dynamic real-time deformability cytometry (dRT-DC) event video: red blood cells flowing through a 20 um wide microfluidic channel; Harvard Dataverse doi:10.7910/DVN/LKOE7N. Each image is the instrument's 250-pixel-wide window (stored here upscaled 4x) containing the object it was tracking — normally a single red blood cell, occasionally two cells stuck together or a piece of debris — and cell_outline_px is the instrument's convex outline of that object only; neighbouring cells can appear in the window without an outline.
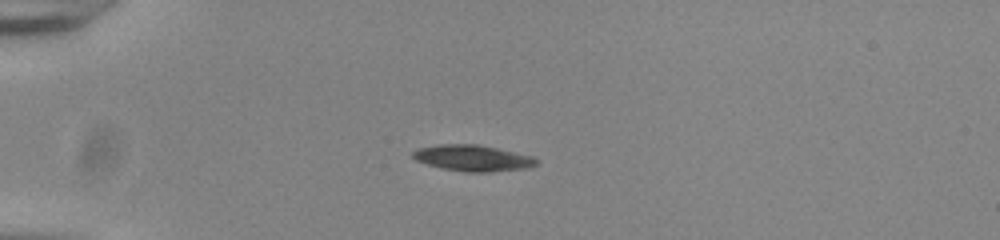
{"species": "common noctule bat (a hibernating species)", "species_latin": "Nyctalus noctula", "temperature_condition": "room temperature", "stored_images_in_passage": 40, "camera_frame_rate_fps": 3000, "um_per_image_px": 0.085, "animal": {"sex": "male", "body_mass_g": 20.0, "forearm_length_mm": 53.3}, "frame": {"image": 1, "passage_image": 1, "time_ms": 0.0, "image_size_px": [1000, 240], "cell_outline_px": [[536, 164], [532, 168], [488, 172], [464, 172], [440, 168], [416, 160], [412, 156], [412, 152], [416, 148], [440, 144], [480, 144], [532, 156], [536, 160]], "centroid_in_image_um": [40.17, 13.43], "position_along_channel_um": 44.8, "area_um2": 18.96}}
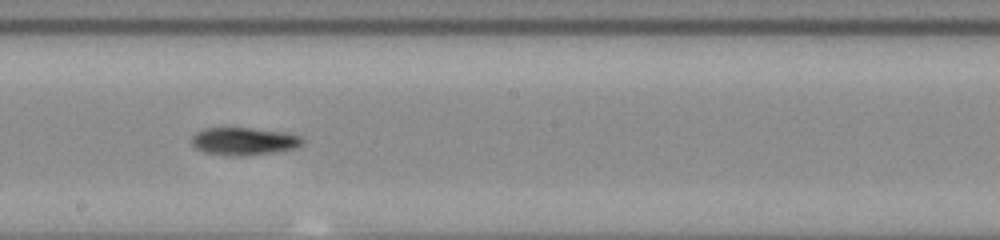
{"frame": {"image": 2, "passage_image": 18, "time_ms": 5.667, "image_size_px": [1000, 240], "cell_outline_px": [[304, 140], [296, 148], [276, 152], [244, 156], [228, 156], [204, 152], [196, 148], [192, 144], [192, 136], [196, 132], [204, 128], [248, 128], [288, 132], [304, 136]], "centroid_in_image_um": [20.76, 12.01], "position_along_channel_um": 227.4, "area_um2": 18.09}}
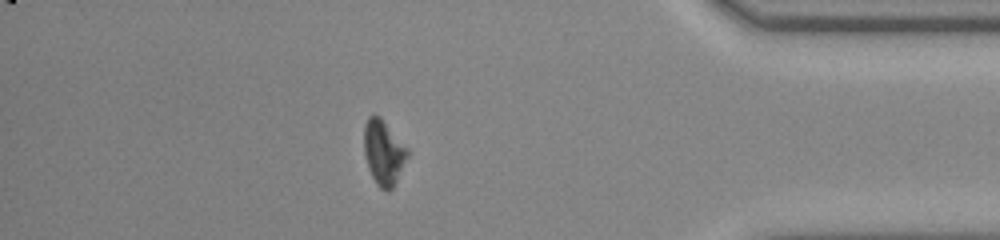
{"frame": {"image": 3, "passage_image": 34, "time_ms": 11.0, "image_size_px": [1000, 240], "cell_outline_px": [[412, 152], [392, 188], [388, 192], [380, 188], [376, 184], [368, 168], [364, 152], [364, 124], [368, 116], [380, 116]], "centroid_in_image_um": [32.63, 12.96], "position_along_channel_um": 402.6, "area_um2": 16.7}, "authors_computed_cell_mechanics": {"area_um2": 17.7157, "velocity_mm_per_s": 3.8299, "shape_relaxation_time_tau1_ms": 3.3362, "shape_relaxation_time_tau2_ms": null, "deformation_change_tau1": 0.129, "deformation_change_tau2": null}}